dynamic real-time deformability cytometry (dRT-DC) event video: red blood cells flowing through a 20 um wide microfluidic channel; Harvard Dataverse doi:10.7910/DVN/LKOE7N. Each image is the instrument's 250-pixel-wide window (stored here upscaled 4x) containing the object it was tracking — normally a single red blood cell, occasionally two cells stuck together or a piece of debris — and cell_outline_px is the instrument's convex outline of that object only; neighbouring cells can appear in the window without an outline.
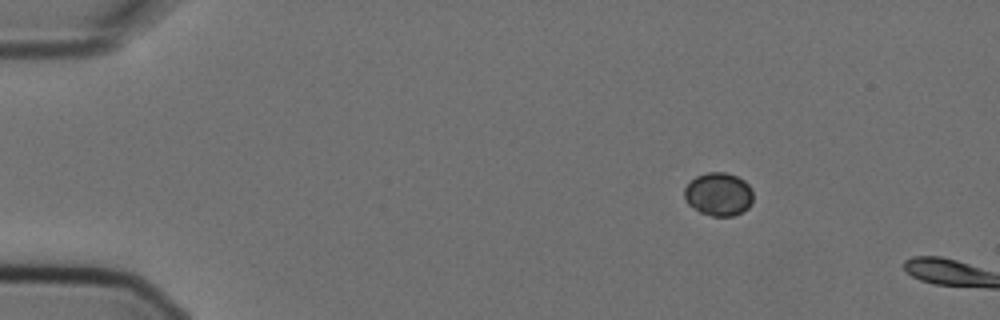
{"species": "Egyptian fruit bat (a non-hibernating species)", "species_latin": "Rousettus aegyptiacus", "temperature_condition": "cold", "stored_images_in_passage": 2, "camera_frame_rate_fps": 3000, "um_per_image_px": 0.085, "animal": {"sex": "female"}, "frame": {"image": 1, "passage_image": 1, "time_ms": 0.0, "image_size_px": [1000, 320], "cell_outline_px": [[752, 204], [748, 208], [732, 216], [712, 216], [700, 212], [688, 204], [684, 196], [684, 188], [696, 176], [708, 172], [724, 172], [736, 176], [744, 180], [752, 188]], "centroid_in_image_um": [61.08, 16.5], "position_along_channel_um": 23.9, "area_um2": 17.28}}